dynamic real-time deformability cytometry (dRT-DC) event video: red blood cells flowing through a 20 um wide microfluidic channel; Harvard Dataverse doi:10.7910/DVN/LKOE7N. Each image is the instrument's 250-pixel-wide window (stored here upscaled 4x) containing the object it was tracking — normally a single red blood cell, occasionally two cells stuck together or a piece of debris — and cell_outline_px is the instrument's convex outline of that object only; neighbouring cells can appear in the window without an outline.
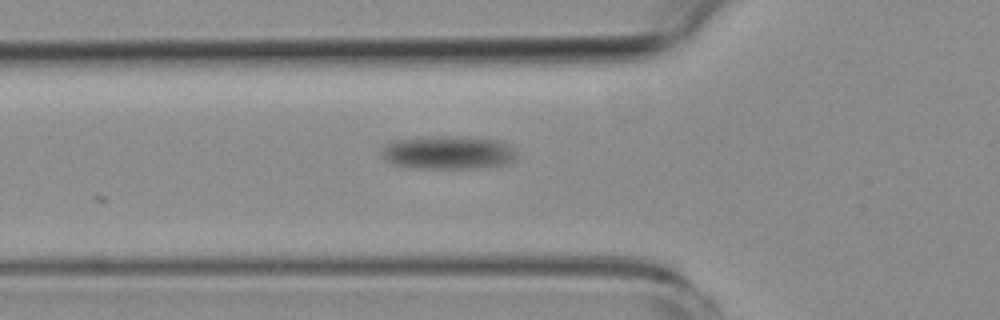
{"species": "common noctule bat (a hibernating species)", "species_latin": "Nyctalus noctula", "temperature_condition": "room temperature", "stored_images_in_passage": 7, "camera_frame_rate_fps": 3000, "um_per_image_px": 0.085, "animal": {"sex": "female", "body_mass_g": 19.3, "forearm_length_mm": 54.1}, "frame": {"image": 1, "passage_image": 7, "time_ms": 7.333, "image_size_px": [1000, 320], "cell_outline_px": [[520, 156], [504, 164], [472, 168], [416, 168], [392, 164], [384, 156], [384, 144], [392, 140], [440, 136], [460, 136], [500, 140], [508, 144]], "centroid_in_image_um": [38.13, 12.95], "position_along_channel_um": 87.7, "area_um2": 26.07}}